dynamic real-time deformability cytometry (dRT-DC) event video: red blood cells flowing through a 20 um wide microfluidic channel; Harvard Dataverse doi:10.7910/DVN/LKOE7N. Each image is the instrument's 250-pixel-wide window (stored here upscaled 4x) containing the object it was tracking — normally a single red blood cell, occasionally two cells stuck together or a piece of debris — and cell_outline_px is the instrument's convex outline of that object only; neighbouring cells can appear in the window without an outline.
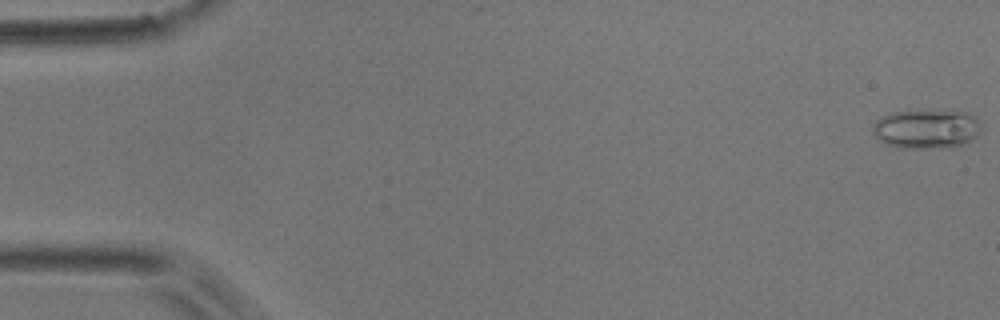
{"species": "common noctule bat (a hibernating species)", "species_latin": "Nyctalus noctula", "temperature_condition": "room temperature", "stored_images_in_passage": 8, "camera_frame_rate_fps": 3000, "um_per_image_px": 0.085, "animal": {"sex": "male", "body_mass_g": 17.9}, "frame": {"image": 1, "passage_image": 1, "time_ms": 0.0, "image_size_px": [1000, 320], "cell_outline_px": [[980, 132], [968, 144], [952, 148], [896, 148], [884, 144], [872, 132], [872, 124], [880, 116], [888, 112], [920, 108], [964, 112], [972, 116], [980, 124]], "centroid_in_image_um": [78.7, 10.94], "position_along_channel_um": 6.3, "area_um2": 25.89}}
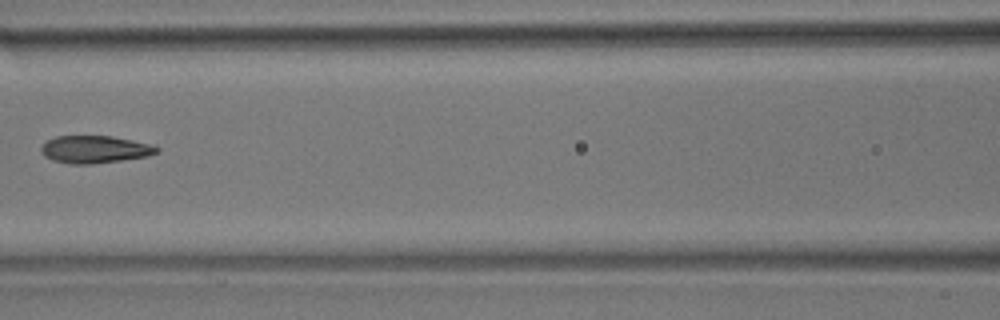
{"frame": {"image": 2, "passage_image": 7, "time_ms": 8.0, "image_size_px": [1000, 320], "cell_outline_px": [[160, 152], [148, 156], [92, 164], [72, 164], [52, 160], [44, 156], [40, 152], [40, 148], [48, 140], [56, 136], [112, 136], [132, 140], [148, 144], [160, 148]], "centroid_in_image_um": [8.05, 12.7], "position_along_channel_um": 158.6, "area_um2": 18.44}}
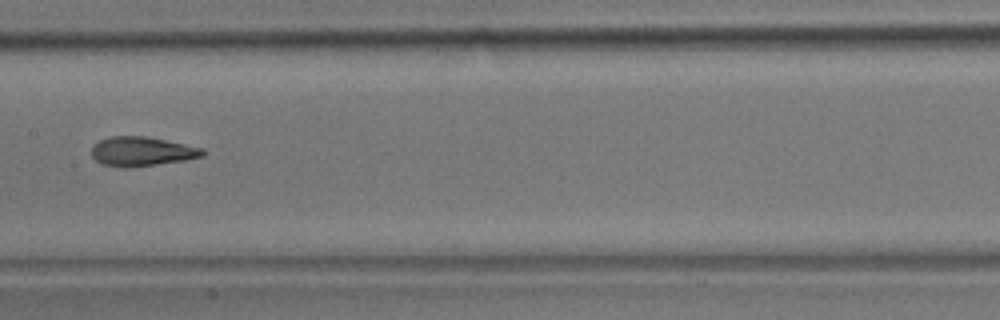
{"frame": {"image": 3, "passage_image": 8, "time_ms": 9.0, "image_size_px": [1000, 320], "cell_outline_px": [[204, 156], [184, 160], [128, 168], [124, 168], [100, 164], [92, 156], [92, 144], [100, 140], [112, 136], [148, 136], [204, 148]], "centroid_in_image_um": [12.04, 12.87], "position_along_channel_um": 195.4, "area_um2": 19.07}}